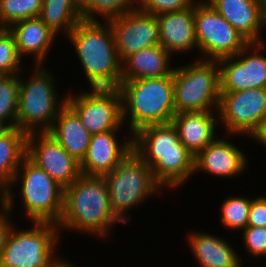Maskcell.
I'll return each mask as SVG.
<instances>
[{
  "mask_svg": "<svg viewBox=\"0 0 266 267\" xmlns=\"http://www.w3.org/2000/svg\"><path fill=\"white\" fill-rule=\"evenodd\" d=\"M132 135L133 152L151 167L161 186L178 187L195 172V156L181 143L172 123L147 125Z\"/></svg>",
  "mask_w": 266,
  "mask_h": 267,
  "instance_id": "cell-1",
  "label": "cell"
},
{
  "mask_svg": "<svg viewBox=\"0 0 266 267\" xmlns=\"http://www.w3.org/2000/svg\"><path fill=\"white\" fill-rule=\"evenodd\" d=\"M114 222H122L112 211L107 185L102 176L81 175L64 188L63 213L57 224L106 236Z\"/></svg>",
  "mask_w": 266,
  "mask_h": 267,
  "instance_id": "cell-2",
  "label": "cell"
},
{
  "mask_svg": "<svg viewBox=\"0 0 266 267\" xmlns=\"http://www.w3.org/2000/svg\"><path fill=\"white\" fill-rule=\"evenodd\" d=\"M122 108L123 121L127 113L130 115L129 127L132 134L147 125L171 123L176 114L173 74L161 78L124 81Z\"/></svg>",
  "mask_w": 266,
  "mask_h": 267,
  "instance_id": "cell-3",
  "label": "cell"
},
{
  "mask_svg": "<svg viewBox=\"0 0 266 267\" xmlns=\"http://www.w3.org/2000/svg\"><path fill=\"white\" fill-rule=\"evenodd\" d=\"M173 97L176 113L218 111L220 79L218 61L204 60L174 68Z\"/></svg>",
  "mask_w": 266,
  "mask_h": 267,
  "instance_id": "cell-4",
  "label": "cell"
},
{
  "mask_svg": "<svg viewBox=\"0 0 266 267\" xmlns=\"http://www.w3.org/2000/svg\"><path fill=\"white\" fill-rule=\"evenodd\" d=\"M102 177L108 188L112 211L122 222H127L125 211L128 208L138 205L148 195L161 191V185L155 180L151 167L133 151Z\"/></svg>",
  "mask_w": 266,
  "mask_h": 267,
  "instance_id": "cell-5",
  "label": "cell"
},
{
  "mask_svg": "<svg viewBox=\"0 0 266 267\" xmlns=\"http://www.w3.org/2000/svg\"><path fill=\"white\" fill-rule=\"evenodd\" d=\"M105 23L102 26L98 20L82 19L68 34L87 77L122 73V62L117 53L113 31L109 22Z\"/></svg>",
  "mask_w": 266,
  "mask_h": 267,
  "instance_id": "cell-6",
  "label": "cell"
},
{
  "mask_svg": "<svg viewBox=\"0 0 266 267\" xmlns=\"http://www.w3.org/2000/svg\"><path fill=\"white\" fill-rule=\"evenodd\" d=\"M52 79L49 72L37 65L30 81L23 83V80H20L17 128L27 134L36 132V126L41 124L42 129L39 130L48 132L66 104V99H64L61 104L57 105V95Z\"/></svg>",
  "mask_w": 266,
  "mask_h": 267,
  "instance_id": "cell-7",
  "label": "cell"
},
{
  "mask_svg": "<svg viewBox=\"0 0 266 267\" xmlns=\"http://www.w3.org/2000/svg\"><path fill=\"white\" fill-rule=\"evenodd\" d=\"M21 166L23 174L18 169L12 183L22 177L21 195L28 216L33 222L58 224L63 213L64 188L27 156Z\"/></svg>",
  "mask_w": 266,
  "mask_h": 267,
  "instance_id": "cell-8",
  "label": "cell"
},
{
  "mask_svg": "<svg viewBox=\"0 0 266 267\" xmlns=\"http://www.w3.org/2000/svg\"><path fill=\"white\" fill-rule=\"evenodd\" d=\"M35 227L15 232L10 229L2 253L0 267H50L53 247L58 239V225L34 222Z\"/></svg>",
  "mask_w": 266,
  "mask_h": 267,
  "instance_id": "cell-9",
  "label": "cell"
},
{
  "mask_svg": "<svg viewBox=\"0 0 266 267\" xmlns=\"http://www.w3.org/2000/svg\"><path fill=\"white\" fill-rule=\"evenodd\" d=\"M194 26L198 48L208 60L236 56L250 44L208 1L194 5Z\"/></svg>",
  "mask_w": 266,
  "mask_h": 267,
  "instance_id": "cell-10",
  "label": "cell"
},
{
  "mask_svg": "<svg viewBox=\"0 0 266 267\" xmlns=\"http://www.w3.org/2000/svg\"><path fill=\"white\" fill-rule=\"evenodd\" d=\"M218 110L229 133L253 137L266 121V88L220 92Z\"/></svg>",
  "mask_w": 266,
  "mask_h": 267,
  "instance_id": "cell-11",
  "label": "cell"
},
{
  "mask_svg": "<svg viewBox=\"0 0 266 267\" xmlns=\"http://www.w3.org/2000/svg\"><path fill=\"white\" fill-rule=\"evenodd\" d=\"M36 133L27 135L26 156L63 188L71 185L82 175L80 162L73 158L50 133L40 131L38 141L35 140Z\"/></svg>",
  "mask_w": 266,
  "mask_h": 267,
  "instance_id": "cell-12",
  "label": "cell"
},
{
  "mask_svg": "<svg viewBox=\"0 0 266 267\" xmlns=\"http://www.w3.org/2000/svg\"><path fill=\"white\" fill-rule=\"evenodd\" d=\"M118 56L123 62L128 56L159 43V25L156 15L138 8L110 19Z\"/></svg>",
  "mask_w": 266,
  "mask_h": 267,
  "instance_id": "cell-13",
  "label": "cell"
},
{
  "mask_svg": "<svg viewBox=\"0 0 266 267\" xmlns=\"http://www.w3.org/2000/svg\"><path fill=\"white\" fill-rule=\"evenodd\" d=\"M263 46V43H250L236 56L218 60L220 92L266 88V57L259 54ZM252 47H255V53L244 57V52L247 53V49Z\"/></svg>",
  "mask_w": 266,
  "mask_h": 267,
  "instance_id": "cell-14",
  "label": "cell"
},
{
  "mask_svg": "<svg viewBox=\"0 0 266 267\" xmlns=\"http://www.w3.org/2000/svg\"><path fill=\"white\" fill-rule=\"evenodd\" d=\"M65 99L91 135L118 130L123 123L122 99H92L80 94Z\"/></svg>",
  "mask_w": 266,
  "mask_h": 267,
  "instance_id": "cell-15",
  "label": "cell"
},
{
  "mask_svg": "<svg viewBox=\"0 0 266 267\" xmlns=\"http://www.w3.org/2000/svg\"><path fill=\"white\" fill-rule=\"evenodd\" d=\"M111 130L94 134L80 163L81 173L88 176H103L115 169L132 152V139L118 145L115 132Z\"/></svg>",
  "mask_w": 266,
  "mask_h": 267,
  "instance_id": "cell-16",
  "label": "cell"
},
{
  "mask_svg": "<svg viewBox=\"0 0 266 267\" xmlns=\"http://www.w3.org/2000/svg\"><path fill=\"white\" fill-rule=\"evenodd\" d=\"M27 135L17 127L0 134V204L7 213H10L14 204L10 186L27 154Z\"/></svg>",
  "mask_w": 266,
  "mask_h": 267,
  "instance_id": "cell-17",
  "label": "cell"
},
{
  "mask_svg": "<svg viewBox=\"0 0 266 267\" xmlns=\"http://www.w3.org/2000/svg\"><path fill=\"white\" fill-rule=\"evenodd\" d=\"M207 1L250 43H264L259 36L265 26L262 0Z\"/></svg>",
  "mask_w": 266,
  "mask_h": 267,
  "instance_id": "cell-18",
  "label": "cell"
},
{
  "mask_svg": "<svg viewBox=\"0 0 266 267\" xmlns=\"http://www.w3.org/2000/svg\"><path fill=\"white\" fill-rule=\"evenodd\" d=\"M159 43L170 54L198 48L194 26V6L157 15Z\"/></svg>",
  "mask_w": 266,
  "mask_h": 267,
  "instance_id": "cell-19",
  "label": "cell"
},
{
  "mask_svg": "<svg viewBox=\"0 0 266 267\" xmlns=\"http://www.w3.org/2000/svg\"><path fill=\"white\" fill-rule=\"evenodd\" d=\"M246 163V157L239 148L216 138L195 156L194 170L200 169L213 175L231 177L243 172Z\"/></svg>",
  "mask_w": 266,
  "mask_h": 267,
  "instance_id": "cell-20",
  "label": "cell"
},
{
  "mask_svg": "<svg viewBox=\"0 0 266 267\" xmlns=\"http://www.w3.org/2000/svg\"><path fill=\"white\" fill-rule=\"evenodd\" d=\"M212 112H181L172 118L171 123L176 128L181 143L194 156L216 138L214 127L220 119L216 120Z\"/></svg>",
  "mask_w": 266,
  "mask_h": 267,
  "instance_id": "cell-21",
  "label": "cell"
},
{
  "mask_svg": "<svg viewBox=\"0 0 266 267\" xmlns=\"http://www.w3.org/2000/svg\"><path fill=\"white\" fill-rule=\"evenodd\" d=\"M55 121L48 133L81 163L86 156L92 135L67 104L60 110Z\"/></svg>",
  "mask_w": 266,
  "mask_h": 267,
  "instance_id": "cell-22",
  "label": "cell"
},
{
  "mask_svg": "<svg viewBox=\"0 0 266 267\" xmlns=\"http://www.w3.org/2000/svg\"><path fill=\"white\" fill-rule=\"evenodd\" d=\"M8 30L15 38L20 58L23 54H33L36 56L37 65L42 66L56 34L39 17L18 21Z\"/></svg>",
  "mask_w": 266,
  "mask_h": 267,
  "instance_id": "cell-23",
  "label": "cell"
},
{
  "mask_svg": "<svg viewBox=\"0 0 266 267\" xmlns=\"http://www.w3.org/2000/svg\"><path fill=\"white\" fill-rule=\"evenodd\" d=\"M170 55L161 45H155L128 56L122 63L123 81L172 75L174 69L168 68Z\"/></svg>",
  "mask_w": 266,
  "mask_h": 267,
  "instance_id": "cell-24",
  "label": "cell"
},
{
  "mask_svg": "<svg viewBox=\"0 0 266 267\" xmlns=\"http://www.w3.org/2000/svg\"><path fill=\"white\" fill-rule=\"evenodd\" d=\"M190 235V248L201 267H241L237 254L223 239L204 233Z\"/></svg>",
  "mask_w": 266,
  "mask_h": 267,
  "instance_id": "cell-25",
  "label": "cell"
},
{
  "mask_svg": "<svg viewBox=\"0 0 266 267\" xmlns=\"http://www.w3.org/2000/svg\"><path fill=\"white\" fill-rule=\"evenodd\" d=\"M39 18L56 35L60 29L68 35L82 20L80 3L43 2Z\"/></svg>",
  "mask_w": 266,
  "mask_h": 267,
  "instance_id": "cell-26",
  "label": "cell"
},
{
  "mask_svg": "<svg viewBox=\"0 0 266 267\" xmlns=\"http://www.w3.org/2000/svg\"><path fill=\"white\" fill-rule=\"evenodd\" d=\"M20 80L18 74L0 76V123L6 129L17 127ZM4 120L11 124L5 125Z\"/></svg>",
  "mask_w": 266,
  "mask_h": 267,
  "instance_id": "cell-27",
  "label": "cell"
},
{
  "mask_svg": "<svg viewBox=\"0 0 266 267\" xmlns=\"http://www.w3.org/2000/svg\"><path fill=\"white\" fill-rule=\"evenodd\" d=\"M133 1L136 0H80L81 16L83 20L96 21L93 17L96 13L108 21L137 9Z\"/></svg>",
  "mask_w": 266,
  "mask_h": 267,
  "instance_id": "cell-28",
  "label": "cell"
},
{
  "mask_svg": "<svg viewBox=\"0 0 266 267\" xmlns=\"http://www.w3.org/2000/svg\"><path fill=\"white\" fill-rule=\"evenodd\" d=\"M43 0H0V18L9 28L12 24L39 17Z\"/></svg>",
  "mask_w": 266,
  "mask_h": 267,
  "instance_id": "cell-29",
  "label": "cell"
},
{
  "mask_svg": "<svg viewBox=\"0 0 266 267\" xmlns=\"http://www.w3.org/2000/svg\"><path fill=\"white\" fill-rule=\"evenodd\" d=\"M87 78L93 89L91 92H83L82 96L92 99H122L124 83L122 73L99 74Z\"/></svg>",
  "mask_w": 266,
  "mask_h": 267,
  "instance_id": "cell-30",
  "label": "cell"
},
{
  "mask_svg": "<svg viewBox=\"0 0 266 267\" xmlns=\"http://www.w3.org/2000/svg\"><path fill=\"white\" fill-rule=\"evenodd\" d=\"M252 200L243 197H229L222 204L221 221L231 229H245L249 219Z\"/></svg>",
  "mask_w": 266,
  "mask_h": 267,
  "instance_id": "cell-31",
  "label": "cell"
},
{
  "mask_svg": "<svg viewBox=\"0 0 266 267\" xmlns=\"http://www.w3.org/2000/svg\"><path fill=\"white\" fill-rule=\"evenodd\" d=\"M20 60L15 38L7 28L0 34V76L19 74Z\"/></svg>",
  "mask_w": 266,
  "mask_h": 267,
  "instance_id": "cell-32",
  "label": "cell"
},
{
  "mask_svg": "<svg viewBox=\"0 0 266 267\" xmlns=\"http://www.w3.org/2000/svg\"><path fill=\"white\" fill-rule=\"evenodd\" d=\"M194 0H138L137 8L146 14L159 15L167 12L183 10L194 6Z\"/></svg>",
  "mask_w": 266,
  "mask_h": 267,
  "instance_id": "cell-33",
  "label": "cell"
},
{
  "mask_svg": "<svg viewBox=\"0 0 266 267\" xmlns=\"http://www.w3.org/2000/svg\"><path fill=\"white\" fill-rule=\"evenodd\" d=\"M243 232L248 251L254 256L266 255V227H247Z\"/></svg>",
  "mask_w": 266,
  "mask_h": 267,
  "instance_id": "cell-34",
  "label": "cell"
},
{
  "mask_svg": "<svg viewBox=\"0 0 266 267\" xmlns=\"http://www.w3.org/2000/svg\"><path fill=\"white\" fill-rule=\"evenodd\" d=\"M247 227H266V197L252 199Z\"/></svg>",
  "mask_w": 266,
  "mask_h": 267,
  "instance_id": "cell-35",
  "label": "cell"
},
{
  "mask_svg": "<svg viewBox=\"0 0 266 267\" xmlns=\"http://www.w3.org/2000/svg\"><path fill=\"white\" fill-rule=\"evenodd\" d=\"M2 210H3L2 215L0 213V261L5 247L7 236L10 232V229L13 227L9 224L10 221H8V219L6 218L7 216L6 214L8 213L4 209Z\"/></svg>",
  "mask_w": 266,
  "mask_h": 267,
  "instance_id": "cell-36",
  "label": "cell"
},
{
  "mask_svg": "<svg viewBox=\"0 0 266 267\" xmlns=\"http://www.w3.org/2000/svg\"><path fill=\"white\" fill-rule=\"evenodd\" d=\"M266 145V121L261 126L260 130L252 137Z\"/></svg>",
  "mask_w": 266,
  "mask_h": 267,
  "instance_id": "cell-37",
  "label": "cell"
},
{
  "mask_svg": "<svg viewBox=\"0 0 266 267\" xmlns=\"http://www.w3.org/2000/svg\"><path fill=\"white\" fill-rule=\"evenodd\" d=\"M50 267H75L74 265H72L71 263H67V261H62L58 258H56L53 262L52 265Z\"/></svg>",
  "mask_w": 266,
  "mask_h": 267,
  "instance_id": "cell-38",
  "label": "cell"
},
{
  "mask_svg": "<svg viewBox=\"0 0 266 267\" xmlns=\"http://www.w3.org/2000/svg\"><path fill=\"white\" fill-rule=\"evenodd\" d=\"M43 2L80 3V0H43Z\"/></svg>",
  "mask_w": 266,
  "mask_h": 267,
  "instance_id": "cell-39",
  "label": "cell"
},
{
  "mask_svg": "<svg viewBox=\"0 0 266 267\" xmlns=\"http://www.w3.org/2000/svg\"><path fill=\"white\" fill-rule=\"evenodd\" d=\"M262 4H263L264 22H265V26H266V0H262Z\"/></svg>",
  "mask_w": 266,
  "mask_h": 267,
  "instance_id": "cell-40",
  "label": "cell"
},
{
  "mask_svg": "<svg viewBox=\"0 0 266 267\" xmlns=\"http://www.w3.org/2000/svg\"><path fill=\"white\" fill-rule=\"evenodd\" d=\"M6 29H7L6 26L2 23L1 18H0V34L4 32Z\"/></svg>",
  "mask_w": 266,
  "mask_h": 267,
  "instance_id": "cell-41",
  "label": "cell"
},
{
  "mask_svg": "<svg viewBox=\"0 0 266 267\" xmlns=\"http://www.w3.org/2000/svg\"><path fill=\"white\" fill-rule=\"evenodd\" d=\"M4 130H6V128L0 123V134H1Z\"/></svg>",
  "mask_w": 266,
  "mask_h": 267,
  "instance_id": "cell-42",
  "label": "cell"
}]
</instances>
